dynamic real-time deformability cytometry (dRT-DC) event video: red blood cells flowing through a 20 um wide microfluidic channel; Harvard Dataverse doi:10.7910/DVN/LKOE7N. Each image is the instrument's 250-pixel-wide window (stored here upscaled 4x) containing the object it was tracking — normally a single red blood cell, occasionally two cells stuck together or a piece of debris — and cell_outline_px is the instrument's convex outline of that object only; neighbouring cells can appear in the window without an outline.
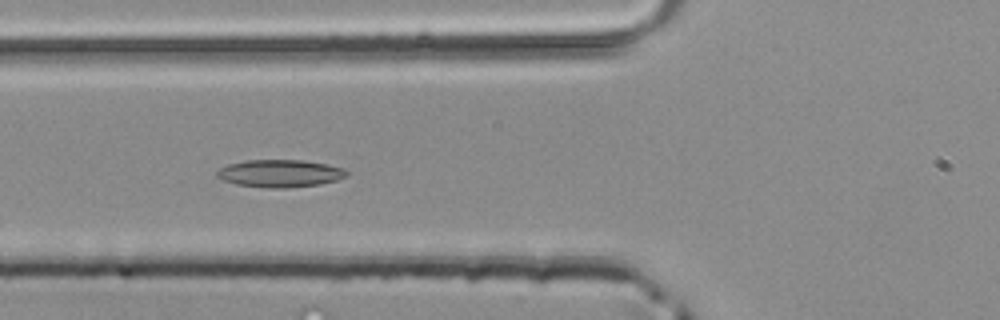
{"species": "common noctule bat (a hibernating species)", "species_latin": "Nyctalus noctula", "temperature_condition": "room temperature", "stored_images_in_passage": 47, "camera_frame_rate_fps": 3000, "um_per_image_px": 0.085, "animal": {"sex": "male", "body_mass_g": 20.4}, "frame": {"image": 1, "passage_image": 18, "time_ms": 5.667, "image_size_px": [1000, 320], "cell_outline_px": [[348, 176], [336, 180], [320, 184], [288, 188], [268, 188], [236, 184], [224, 180], [216, 176], [216, 172], [220, 168], [228, 164], [248, 160], [300, 160], [328, 164], [344, 168], [348, 172]], "centroid_in_image_um": [23.82, 14.74], "position_along_channel_um": 102.0, "area_um2": 20.81}}
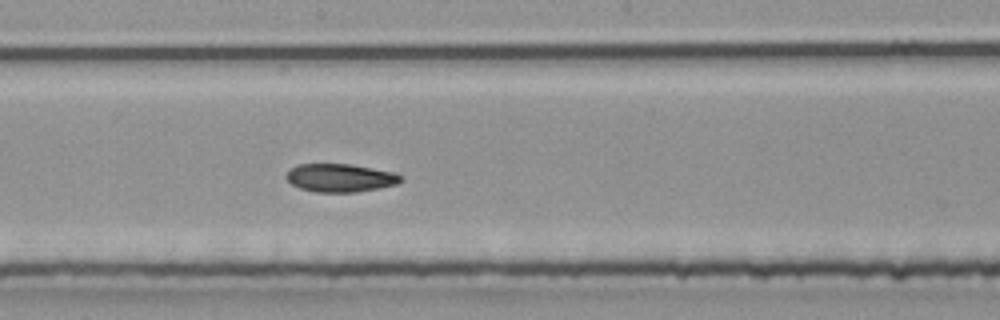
{"frame": {"image": 2, "passage_image": 26, "time_ms": 8.333, "image_size_px": [1000, 320], "cell_outline_px": [[404, 180], [396, 184], [380, 188], [356, 192], [316, 192], [300, 188], [292, 184], [284, 176], [296, 164], [352, 164], [392, 172], [404, 176]], "centroid_in_image_um": [28.94, 15.12], "position_along_channel_um": 219.3, "area_um2": 18.84}}
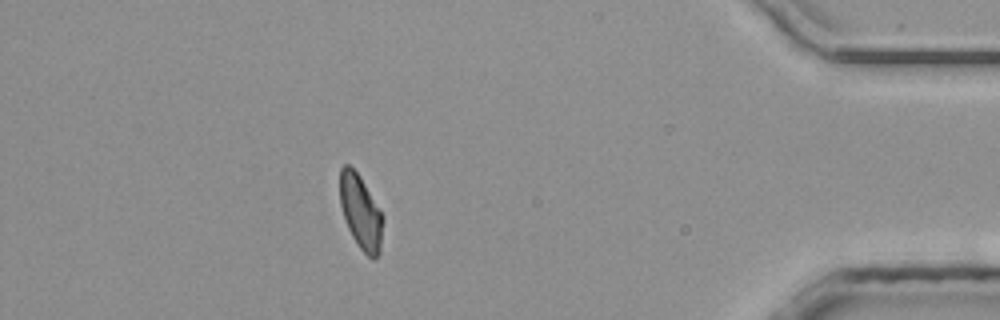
{"frame": {"image": 3, "passage_image": 42, "time_ms": 13.667, "image_size_px": [1000, 320], "cell_outline_px": [[384, 220], [380, 252], [376, 260], [372, 260], [360, 248], [352, 236], [348, 228], [340, 204], [340, 168], [344, 164], [348, 164], [356, 172], [364, 184], [384, 216]], "centroid_in_image_um": [30.68, 18.07], "position_along_channel_um": 404.5, "area_um2": 18.5}}